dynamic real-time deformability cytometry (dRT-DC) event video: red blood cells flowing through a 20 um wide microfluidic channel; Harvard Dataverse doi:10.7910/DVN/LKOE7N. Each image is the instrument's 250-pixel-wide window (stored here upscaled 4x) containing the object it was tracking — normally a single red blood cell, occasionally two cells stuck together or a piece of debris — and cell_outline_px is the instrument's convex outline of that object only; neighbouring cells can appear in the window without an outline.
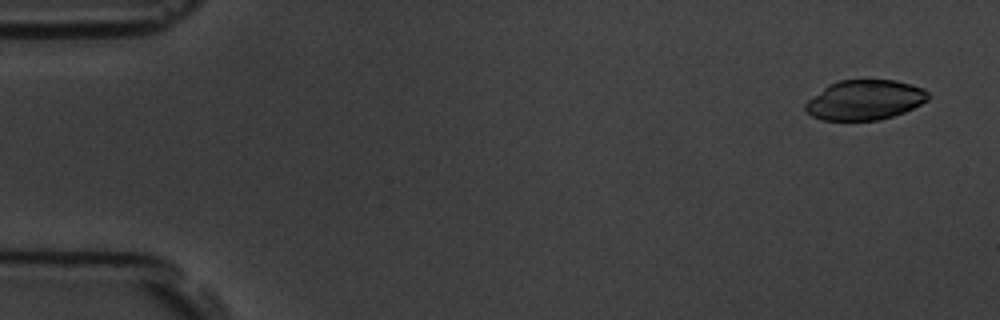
{"species": "common noctule bat (a hibernating species)", "species_latin": "Nyctalus noctula", "temperature_condition": "room temperature", "stored_images_in_passage": 6, "camera_frame_rate_fps": 3000, "um_per_image_px": 0.085, "animal": {"sex": "male", "body_mass_g": 19.5, "forearm_length_mm": 54.6}, "frame": {"image": 1, "passage_image": 1, "time_ms": 0.0, "image_size_px": [1000, 320], "cell_outline_px": [[928, 100], [904, 112], [880, 120], [820, 120], [812, 116], [804, 108], [804, 104], [808, 100], [828, 84], [840, 80], [896, 80], [912, 84], [924, 88], [928, 92]], "centroid_in_image_um": [73.5, 8.49], "position_along_channel_um": 11.5, "area_um2": 28.55}}